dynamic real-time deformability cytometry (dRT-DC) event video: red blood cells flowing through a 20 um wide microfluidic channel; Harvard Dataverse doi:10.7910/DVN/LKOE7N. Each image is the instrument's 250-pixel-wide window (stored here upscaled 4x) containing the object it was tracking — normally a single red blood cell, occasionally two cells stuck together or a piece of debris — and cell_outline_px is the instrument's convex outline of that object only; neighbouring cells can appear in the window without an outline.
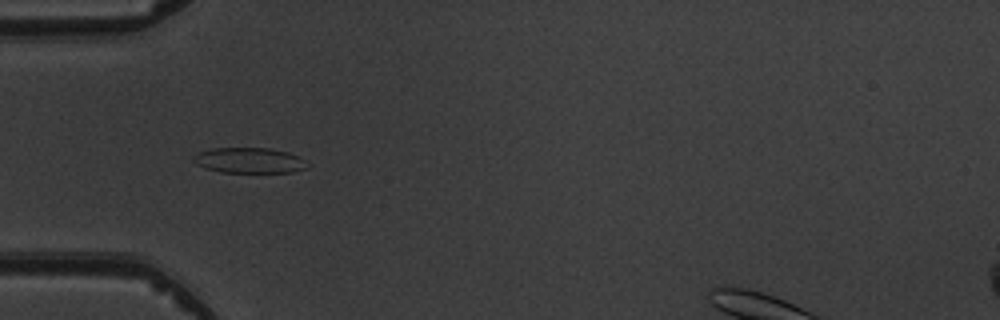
{"species": "common noctule bat (a hibernating species)", "species_latin": "Nyctalus noctula", "temperature_condition": "warm", "stored_images_in_passage": 7, "camera_frame_rate_fps": 3000, "um_per_image_px": 0.085, "animal": {"sex": "male", "body_mass_g": 19.5, "forearm_length_mm": 54.6}, "frame": {"image": 1, "passage_image": 5, "time_ms": 4.333, "image_size_px": [1000, 320], "cell_outline_px": [[308, 168], [292, 172], [220, 172], [204, 168], [196, 164], [192, 160], [192, 156], [196, 152], [212, 148], [268, 148], [288, 152], [300, 156], [308, 164]], "centroid_in_image_um": [21.16, 13.63], "position_along_channel_um": 63.8, "area_um2": 17.11}}
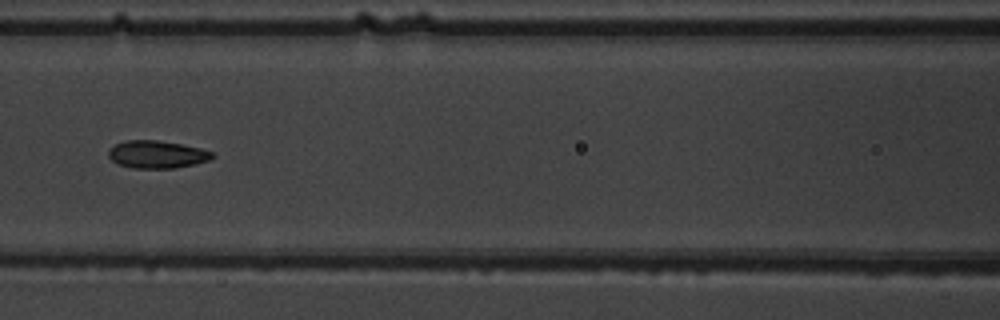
{"frame": {"image": 2, "passage_image": 7, "time_ms": 6.667, "image_size_px": [1000, 320], "cell_outline_px": [[216, 156], [212, 160], [176, 168], [132, 168], [120, 164], [112, 160], [108, 156], [108, 152], [116, 144], [128, 140], [156, 140], [180, 144], [200, 148], [212, 152]], "centroid_in_image_um": [13.39, 13.13], "position_along_channel_um": 153.2, "area_um2": 16.59}}